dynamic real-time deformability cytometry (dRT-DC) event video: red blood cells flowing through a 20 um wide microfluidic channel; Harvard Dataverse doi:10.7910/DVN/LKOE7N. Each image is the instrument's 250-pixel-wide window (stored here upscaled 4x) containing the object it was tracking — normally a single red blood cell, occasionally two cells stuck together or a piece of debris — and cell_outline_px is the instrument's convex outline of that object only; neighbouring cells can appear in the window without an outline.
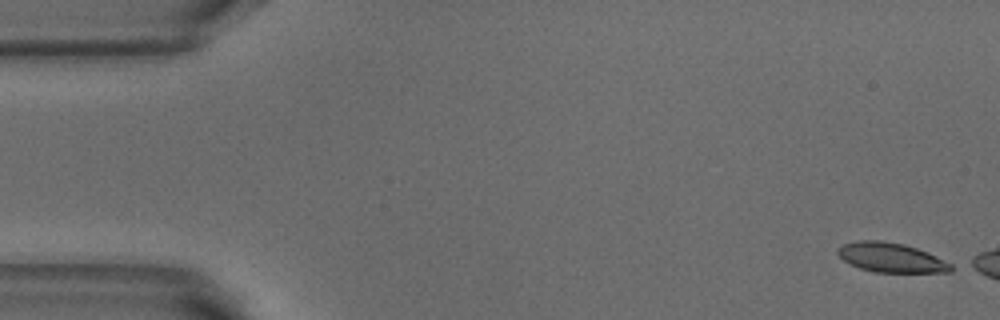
{"species": "common noctule bat (a hibernating species)", "species_latin": "Nyctalus noctula", "temperature_condition": "warm", "stored_images_in_passage": 9, "camera_frame_rate_fps": 3000, "um_per_image_px": 0.085, "animal": {"sex": "male", "body_mass_g": 18.8}, "frame": {"image": 1, "passage_image": 1, "time_ms": 0.0, "image_size_px": [1000, 320], "cell_outline_px": [[952, 272], [876, 272], [860, 268], [844, 260], [836, 252], [844, 244], [856, 240], [884, 240], [904, 244], [928, 252], [952, 264]], "centroid_in_image_um": [75.76, 21.88], "position_along_channel_um": 9.2, "area_um2": 19.31}}